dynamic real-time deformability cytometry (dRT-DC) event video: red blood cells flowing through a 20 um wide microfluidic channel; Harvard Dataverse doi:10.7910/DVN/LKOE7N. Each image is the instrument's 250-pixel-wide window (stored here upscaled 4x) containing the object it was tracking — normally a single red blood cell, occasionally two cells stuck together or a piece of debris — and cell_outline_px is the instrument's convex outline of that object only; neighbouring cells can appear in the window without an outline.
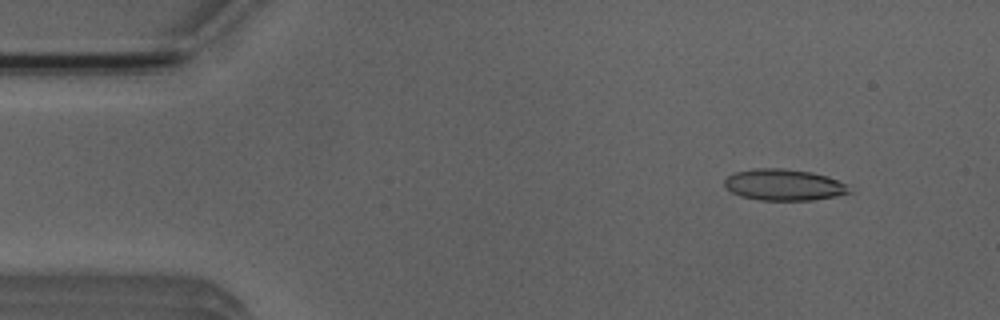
{"species": "Egyptian fruit bat (a non-hibernating species)", "species_latin": "Rousettus aegyptiacus", "temperature_condition": "room temperature", "stored_images_in_passage": 7, "camera_frame_rate_fps": 3000, "um_per_image_px": 0.085, "animal": {"sex": "male"}, "frame": {"image": 1, "passage_image": 2, "time_ms": 1.333, "image_size_px": [1000, 320], "cell_outline_px": [[852, 192], [836, 196], [812, 200], [760, 200], [740, 196], [732, 192], [724, 184], [724, 180], [728, 176], [736, 172], [752, 168], [784, 168], [812, 172], [828, 176], [844, 184]], "centroid_in_image_um": [66.61, 15.7], "position_along_channel_um": 18.4, "area_um2": 22.72}}
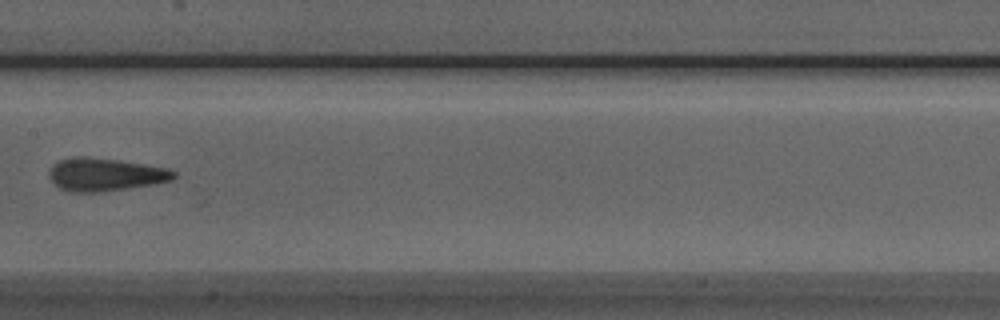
{"frame": {"image": 2, "passage_image": 7, "time_ms": 8.0, "image_size_px": [1000, 320], "cell_outline_px": [[176, 176], [172, 180], [156, 184], [100, 192], [68, 192], [60, 188], [48, 176], [48, 172], [52, 164], [60, 160], [80, 156], [88, 156], [120, 160], [168, 168], [176, 172]], "centroid_in_image_um": [8.95, 14.83], "position_along_channel_um": 198.5, "area_um2": 24.1}}